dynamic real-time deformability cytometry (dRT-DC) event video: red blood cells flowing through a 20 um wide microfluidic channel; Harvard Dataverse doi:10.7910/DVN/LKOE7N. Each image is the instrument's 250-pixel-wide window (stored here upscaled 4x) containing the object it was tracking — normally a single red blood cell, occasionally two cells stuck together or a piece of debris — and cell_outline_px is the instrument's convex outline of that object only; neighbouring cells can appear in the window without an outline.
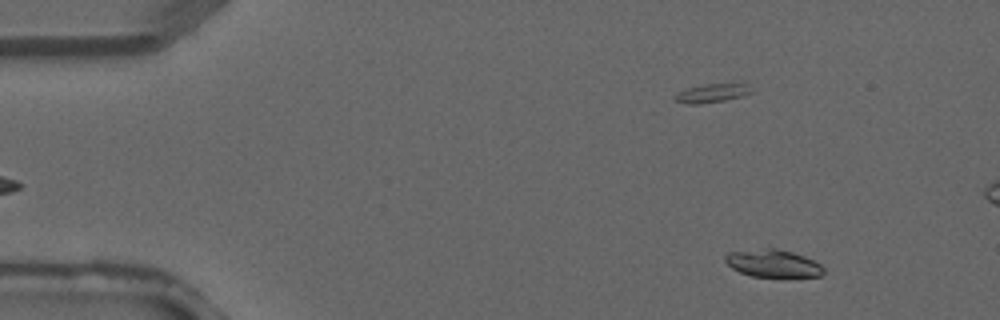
{"species": "common noctule bat (a hibernating species)", "species_latin": "Nyctalus noctula", "temperature_condition": "warm", "stored_images_in_passage": 4, "camera_frame_rate_fps": 3000, "um_per_image_px": 0.085, "animal": {"sex": "male", "forearm_length_mm": 52.5}, "frame": {"image": 1, "passage_image": 1, "time_ms": 0.0, "image_size_px": [1000, 320], "cell_outline_px": [[824, 276], [788, 280], [752, 276], [740, 272], [732, 268], [724, 260], [724, 256], [728, 252], [768, 248], [776, 248], [792, 252], [804, 256], [820, 264], [824, 268]], "centroid_in_image_um": [65.78, 22.45], "position_along_channel_um": 19.2, "area_um2": 16.65}}